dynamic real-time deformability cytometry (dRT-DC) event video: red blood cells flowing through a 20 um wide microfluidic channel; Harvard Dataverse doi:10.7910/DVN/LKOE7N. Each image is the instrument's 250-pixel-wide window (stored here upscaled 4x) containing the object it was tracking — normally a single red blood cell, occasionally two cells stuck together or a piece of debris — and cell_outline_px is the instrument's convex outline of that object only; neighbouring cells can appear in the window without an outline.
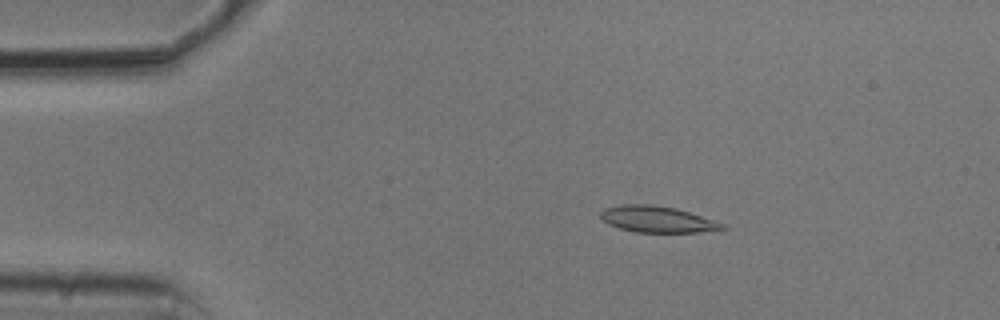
{"species": "common noctule bat (a hibernating species)", "species_latin": "Nyctalus noctula", "temperature_condition": "cold", "stored_images_in_passage": 54, "camera_frame_rate_fps": 3000, "um_per_image_px": 0.085, "animal": {"sex": "male", "body_mass_g": 20.5, "forearm_length_mm": 52.5}, "frame": {"image": 1, "passage_image": 10, "time_ms": 3.0, "image_size_px": [1000, 320], "cell_outline_px": [[724, 228], [700, 232], [636, 232], [620, 228], [608, 224], [600, 216], [600, 212], [604, 208], [624, 204], [648, 204], [676, 208], [724, 224]], "centroid_in_image_um": [55.8, 18.63], "position_along_channel_um": 29.2, "area_um2": 18.26}}
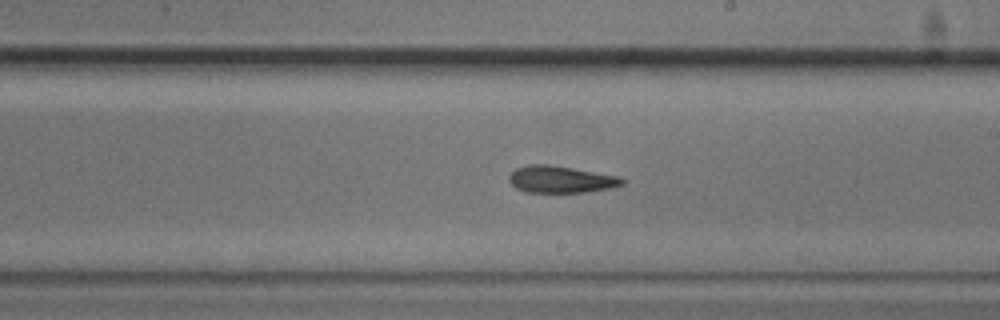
{"frame": {"image": 2, "passage_image": 31, "time_ms": 10.0, "image_size_px": [1000, 320], "cell_outline_px": [[628, 180], [624, 184], [612, 188], [588, 192], [524, 192], [516, 188], [508, 180], [508, 176], [516, 168], [528, 164], [548, 164], [620, 176]], "centroid_in_image_um": [47.7, 15.25], "position_along_channel_um": 241.3, "area_um2": 17.98}}
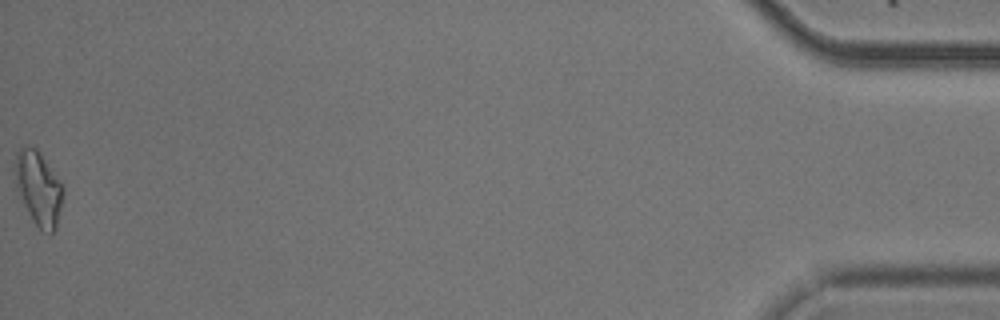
{"frame": {"image": 3, "passage_image": 54, "time_ms": 17.667, "image_size_px": [1000, 320], "cell_outline_px": [[64, 192], [56, 228], [52, 232], [48, 232], [40, 228], [32, 220], [16, 188], [12, 168], [16, 152], [20, 148], [28, 144], [36, 148], [64, 188]], "centroid_in_image_um": [3.22, 15.95], "position_along_channel_um": 432.0, "area_um2": 20.63}, "authors_computed_cell_mechanics": {"area_um2": 18.207, "velocity_mm_per_s": 3.7936, "shape_relaxation_time_tau1_ms": 9.7672, "shape_relaxation_time_tau2_ms": null, "deformation_change_tau1": 0.2112, "deformation_change_tau2": null}}